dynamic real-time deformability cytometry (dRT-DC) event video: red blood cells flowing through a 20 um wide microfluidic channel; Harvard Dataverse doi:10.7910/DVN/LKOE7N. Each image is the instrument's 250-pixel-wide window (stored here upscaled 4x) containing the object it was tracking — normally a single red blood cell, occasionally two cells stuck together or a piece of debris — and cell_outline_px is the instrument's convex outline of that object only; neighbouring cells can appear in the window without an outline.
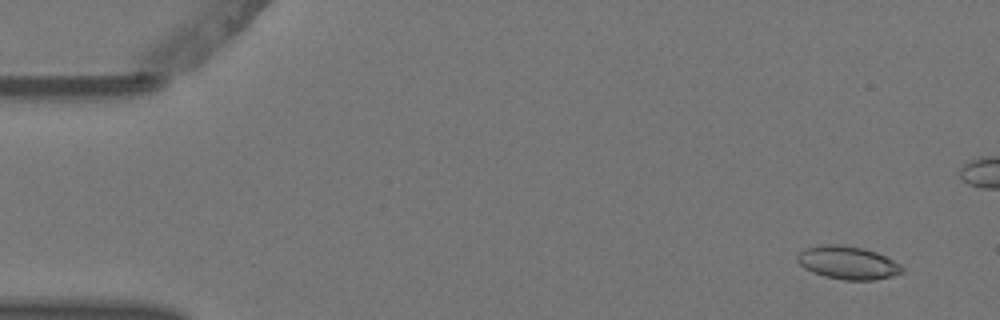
{"species": "Egyptian fruit bat (a non-hibernating species)", "species_latin": "Rousettus aegyptiacus", "temperature_condition": "warm", "stored_images_in_passage": 6, "camera_frame_rate_fps": 3000, "um_per_image_px": 0.085, "animal": {"sex": "female"}, "frame": {"image": 1, "passage_image": 2, "time_ms": 0.333, "image_size_px": [1000, 320], "cell_outline_px": [[904, 272], [892, 276], [872, 280], [844, 280], [824, 276], [812, 272], [804, 268], [796, 260], [796, 256], [804, 248], [820, 244], [840, 244], [864, 248], [876, 252], [900, 264], [904, 268]], "centroid_in_image_um": [72.03, 22.32], "position_along_channel_um": 13.0, "area_um2": 20.35}}